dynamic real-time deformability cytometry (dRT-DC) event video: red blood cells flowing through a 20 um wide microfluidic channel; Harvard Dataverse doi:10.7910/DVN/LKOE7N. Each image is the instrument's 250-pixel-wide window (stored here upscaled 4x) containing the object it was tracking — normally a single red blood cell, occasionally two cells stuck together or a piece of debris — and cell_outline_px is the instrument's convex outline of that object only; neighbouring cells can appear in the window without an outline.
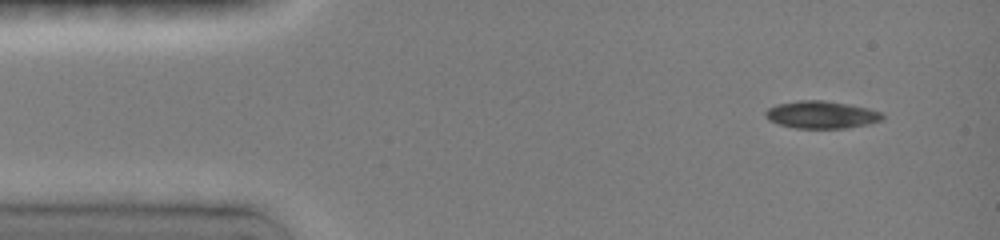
{"species": "common noctule bat (a hibernating species)", "species_latin": "Nyctalus noctula", "temperature_condition": "room temperature", "stored_images_in_passage": 21, "camera_frame_rate_fps": 3000, "um_per_image_px": 0.085, "animal": {"sex": "female", "body_mass_g": 19.0, "forearm_length_mm": 51.5}, "frame": {"image": 1, "passage_image": 1, "time_ms": 0.0, "image_size_px": [1000, 240], "cell_outline_px": [[884, 120], [868, 124], [844, 128], [796, 128], [776, 124], [768, 120], [764, 116], [764, 112], [768, 108], [776, 104], [796, 100], [824, 100], [848, 104], [868, 108], [880, 112], [884, 116]], "centroid_in_image_um": [69.78, 9.75], "position_along_channel_um": 15.2, "area_um2": 18.9}}
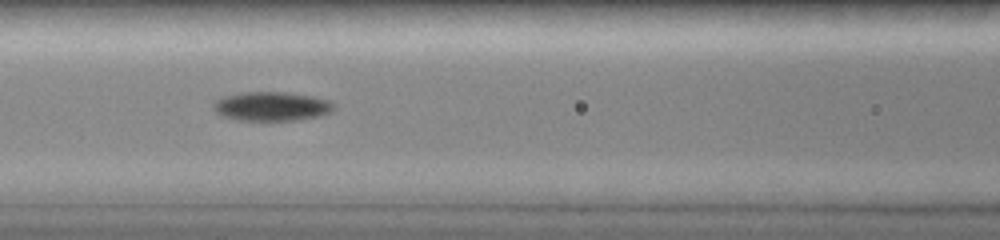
{"frame": {"image": 2, "passage_image": 9, "time_ms": 5.333, "image_size_px": [1000, 240], "cell_outline_px": [[332, 112], [320, 116], [300, 120], [236, 120], [220, 116], [216, 112], [216, 100], [228, 96], [248, 92], [284, 92], [312, 96], [328, 100], [332, 104]], "centroid_in_image_um": [23.12, 9.05], "position_along_channel_um": 143.5, "area_um2": 20.06}}
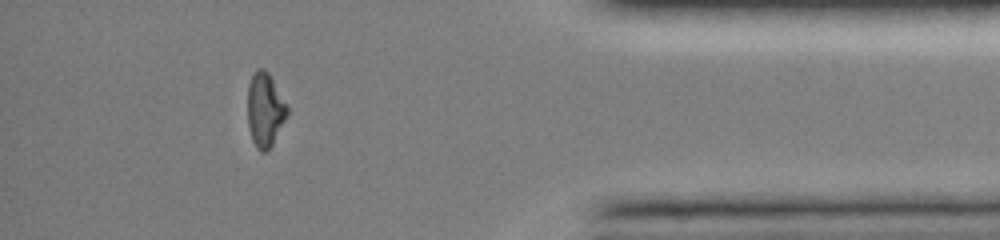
{"frame": {"image": 3, "passage_image": 19, "time_ms": 12.667, "image_size_px": [1000, 240], "cell_outline_px": [[288, 116], [272, 144], [264, 152], [260, 152], [256, 148], [252, 140], [248, 128], [248, 84], [256, 68], [264, 68], [268, 72], [288, 108]], "centroid_in_image_um": [22.51, 9.34], "position_along_channel_um": 412.7, "area_um2": 16.99}}